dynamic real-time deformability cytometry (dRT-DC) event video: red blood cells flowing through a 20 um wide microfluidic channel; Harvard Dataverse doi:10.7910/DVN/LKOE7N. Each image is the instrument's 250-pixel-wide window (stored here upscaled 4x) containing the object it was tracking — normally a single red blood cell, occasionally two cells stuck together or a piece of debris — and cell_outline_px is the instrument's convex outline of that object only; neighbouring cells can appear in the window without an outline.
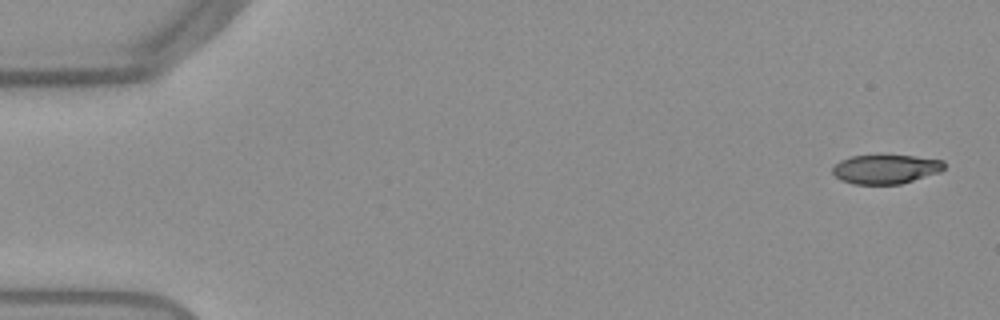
{"species": "Egyptian fruit bat (a non-hibernating species)", "species_latin": "Rousettus aegyptiacus", "temperature_condition": "warm", "stored_images_in_passage": 53, "camera_frame_rate_fps": 3000, "um_per_image_px": 0.085, "frame": {"image": 1, "passage_image": 2, "time_ms": 0.333, "image_size_px": [1000, 320], "cell_outline_px": [[944, 168], [940, 172], [900, 184], [852, 184], [840, 180], [832, 172], [832, 168], [840, 160], [852, 156], [880, 152], [944, 160]], "centroid_in_image_um": [75.26, 14.33], "position_along_channel_um": 9.7, "area_um2": 19.65}}
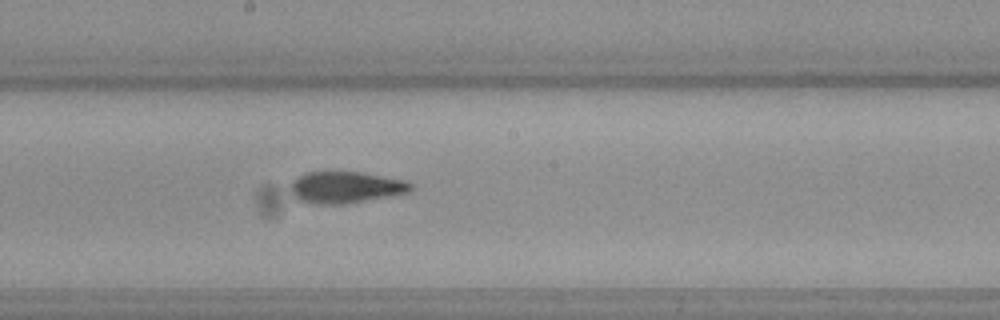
{"frame": {"image": 2, "passage_image": 29, "time_ms": 9.333, "image_size_px": [1000, 320], "cell_outline_px": [[416, 188], [412, 192], [344, 204], [316, 204], [300, 200], [292, 192], [288, 184], [292, 180], [308, 172], [364, 172], [408, 180], [416, 184]], "centroid_in_image_um": [29.49, 15.91], "position_along_channel_um": 218.7, "area_um2": 22.48}}
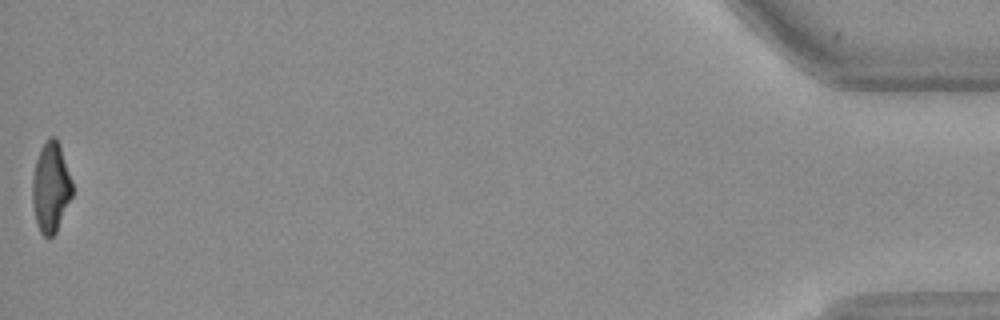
{"frame": {"image": 3, "passage_image": 53, "time_ms": 17.333, "image_size_px": [1000, 320], "cell_outline_px": [[72, 196], [56, 232], [52, 236], [44, 236], [40, 232], [36, 224], [32, 204], [32, 180], [36, 160], [40, 148], [48, 136], [56, 136], [60, 144], [72, 180]], "centroid_in_image_um": [4.31, 15.89], "position_along_channel_um": 430.9, "area_um2": 21.15}, "authors_computed_cell_mechanics": {"area_um2": 21.8484, "velocity_mm_per_s": 3.8726, "shape_relaxation_time_tau1_ms": null, "shape_relaxation_time_tau2_ms": 3.0147, "deformation_change_tau1": null, "deformation_change_tau2": 0.1049}}